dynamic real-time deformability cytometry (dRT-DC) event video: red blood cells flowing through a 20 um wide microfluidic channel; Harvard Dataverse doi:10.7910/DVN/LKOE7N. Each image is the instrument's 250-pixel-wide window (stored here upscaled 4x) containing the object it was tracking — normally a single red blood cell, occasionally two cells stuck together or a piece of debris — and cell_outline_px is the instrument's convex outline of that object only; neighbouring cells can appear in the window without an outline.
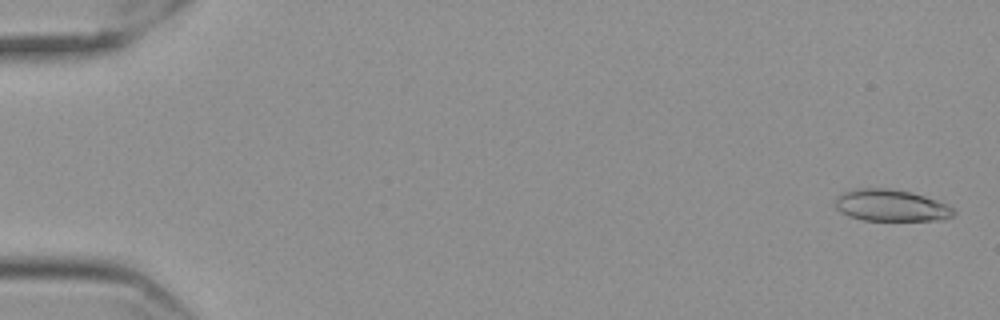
{"species": "Egyptian fruit bat (a non-hibernating species)", "species_latin": "Rousettus aegyptiacus", "temperature_condition": "cold", "stored_images_in_passage": 58, "camera_frame_rate_fps": 3000, "um_per_image_px": 0.085, "frame": {"image": 1, "passage_image": 2, "time_ms": 0.333, "image_size_px": [1000, 320], "cell_outline_px": [[956, 212], [952, 216], [944, 220], [864, 220], [848, 216], [840, 212], [836, 208], [836, 196], [844, 192], [856, 188], [888, 188], [908, 192], [924, 196], [948, 204]], "centroid_in_image_um": [75.73, 17.47], "position_along_channel_um": 9.3, "area_um2": 21.85}}
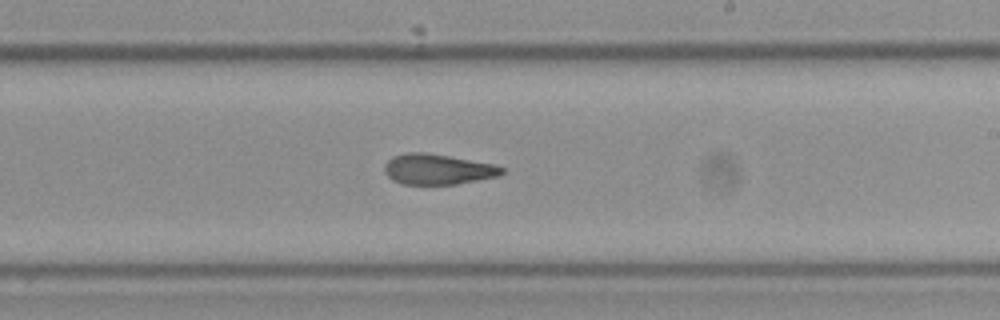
{"frame": {"image": 2, "passage_image": 35, "time_ms": 11.333, "image_size_px": [1000, 320], "cell_outline_px": [[504, 172], [500, 176], [456, 184], [404, 184], [392, 180], [384, 172], [384, 164], [392, 156], [408, 152], [424, 152], [496, 164], [504, 168]], "centroid_in_image_um": [37.21, 14.38], "position_along_channel_um": 251.8, "area_um2": 20.92}}
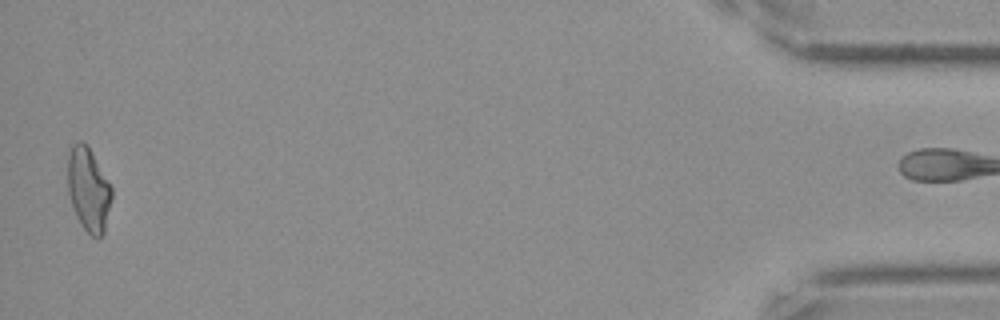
{"frame": {"image": 3, "passage_image": 57, "time_ms": 18.667, "image_size_px": [1000, 320], "cell_outline_px": [[112, 196], [104, 232], [100, 236], [92, 236], [84, 228], [76, 216], [68, 192], [68, 152], [72, 144], [80, 140], [88, 148], [112, 188]], "centroid_in_image_um": [7.5, 16.11], "position_along_channel_um": 427.7, "area_um2": 20.87}, "authors_computed_cell_mechanics": {"area_um2": 21.675, "velocity_mm_per_s": 3.563, "shape_relaxation_time_tau1_ms": null, "shape_relaxation_time_tau2_ms": 3.8505, "deformation_change_tau1": null, "deformation_change_tau2": 0.1176}}